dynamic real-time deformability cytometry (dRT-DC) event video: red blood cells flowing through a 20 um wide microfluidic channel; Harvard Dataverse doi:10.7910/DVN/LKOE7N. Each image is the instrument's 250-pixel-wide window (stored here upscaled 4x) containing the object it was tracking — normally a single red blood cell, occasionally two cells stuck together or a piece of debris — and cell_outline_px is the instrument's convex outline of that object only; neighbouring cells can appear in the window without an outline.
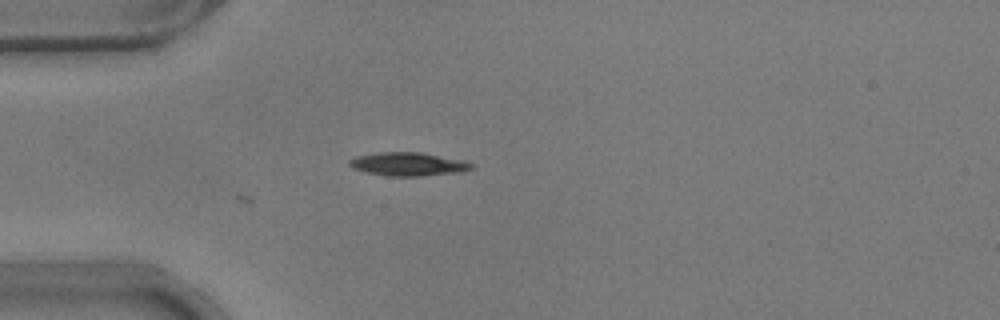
{"species": "common noctule bat (a hibernating species)", "species_latin": "Nyctalus noctula", "temperature_condition": "warm", "stored_images_in_passage": 2, "camera_frame_rate_fps": 3000, "um_per_image_px": 0.085, "animal": {"sex": "male", "body_mass_g": 17.9}, "frame": {"image": 1, "passage_image": 2, "time_ms": 0.333, "image_size_px": [1000, 320], "cell_outline_px": [[472, 168], [460, 172], [420, 176], [388, 176], [368, 172], [352, 168], [348, 164], [348, 160], [356, 156], [376, 152], [420, 152], [460, 160], [472, 164]], "centroid_in_image_um": [34.62, 13.94], "position_along_channel_um": 50.4, "area_um2": 16.47}}